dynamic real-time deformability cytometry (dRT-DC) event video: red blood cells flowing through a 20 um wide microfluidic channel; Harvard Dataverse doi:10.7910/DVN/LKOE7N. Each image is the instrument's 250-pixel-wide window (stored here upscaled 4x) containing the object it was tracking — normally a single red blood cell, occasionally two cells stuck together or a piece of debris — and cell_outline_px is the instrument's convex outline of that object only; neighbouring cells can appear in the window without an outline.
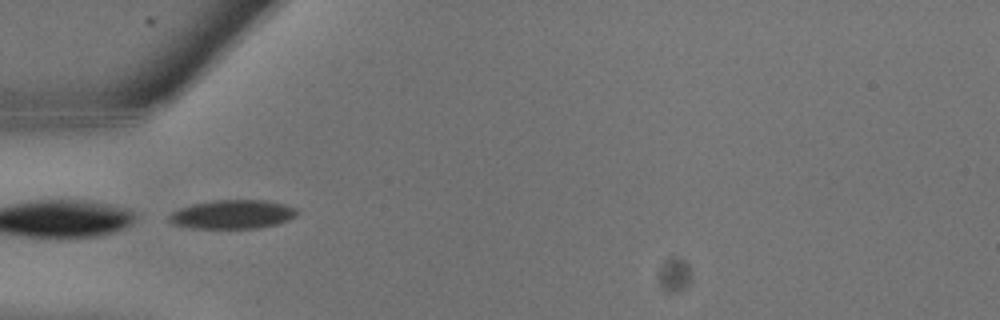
{"species": "common noctule bat (a hibernating species)", "species_latin": "Nyctalus noctula", "temperature_condition": "warm", "stored_images_in_passage": 24, "camera_frame_rate_fps": 3000, "um_per_image_px": 0.085, "animal": {"sex": "male", "body_mass_g": 13.3}, "frame": {"image": 1, "passage_image": 8, "time_ms": 2.333, "image_size_px": [1000, 320], "cell_outline_px": [[300, 212], [296, 216], [288, 220], [276, 224], [256, 228], [192, 228], [172, 224], [168, 220], [168, 216], [172, 212], [180, 208], [192, 204], [216, 200], [264, 200], [284, 204], [296, 208]], "centroid_in_image_um": [19.76, 18.22], "position_along_channel_um": 65.2, "area_um2": 21.5}}